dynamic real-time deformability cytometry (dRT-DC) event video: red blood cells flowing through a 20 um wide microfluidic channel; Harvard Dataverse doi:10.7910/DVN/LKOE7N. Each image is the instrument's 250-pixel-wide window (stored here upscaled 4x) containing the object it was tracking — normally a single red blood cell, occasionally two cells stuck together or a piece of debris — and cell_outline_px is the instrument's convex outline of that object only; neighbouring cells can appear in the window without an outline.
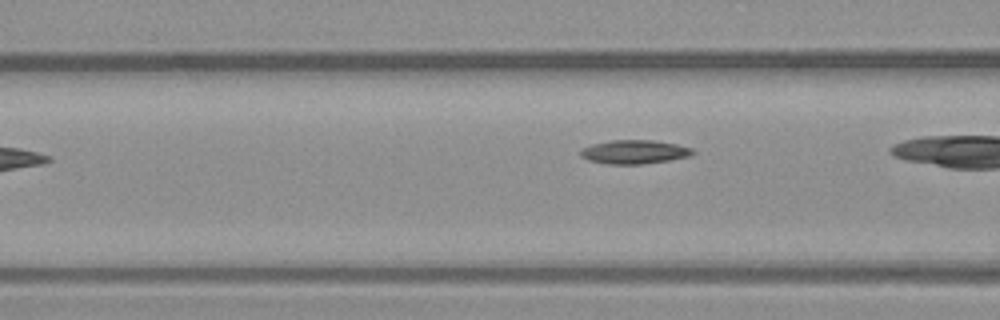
{"species": "common noctule bat (a hibernating species)", "species_latin": "Nyctalus noctula", "temperature_condition": "warm", "stored_images_in_passage": 6, "camera_frame_rate_fps": 3000, "um_per_image_px": 0.085, "animal": {"sex": "male", "body_mass_g": 23.1, "forearm_length_mm": 52.7}, "frame": {"image": 1, "passage_image": 6, "time_ms": 1.667, "image_size_px": [1000, 320], "cell_outline_px": [[696, 152], [692, 156], [668, 160], [640, 164], [608, 164], [588, 160], [580, 156], [580, 148], [592, 144], [612, 140], [656, 140], [676, 144], [692, 148]], "centroid_in_image_um": [53.92, 12.9], "position_along_channel_um": 112.7, "area_um2": 15.66}}